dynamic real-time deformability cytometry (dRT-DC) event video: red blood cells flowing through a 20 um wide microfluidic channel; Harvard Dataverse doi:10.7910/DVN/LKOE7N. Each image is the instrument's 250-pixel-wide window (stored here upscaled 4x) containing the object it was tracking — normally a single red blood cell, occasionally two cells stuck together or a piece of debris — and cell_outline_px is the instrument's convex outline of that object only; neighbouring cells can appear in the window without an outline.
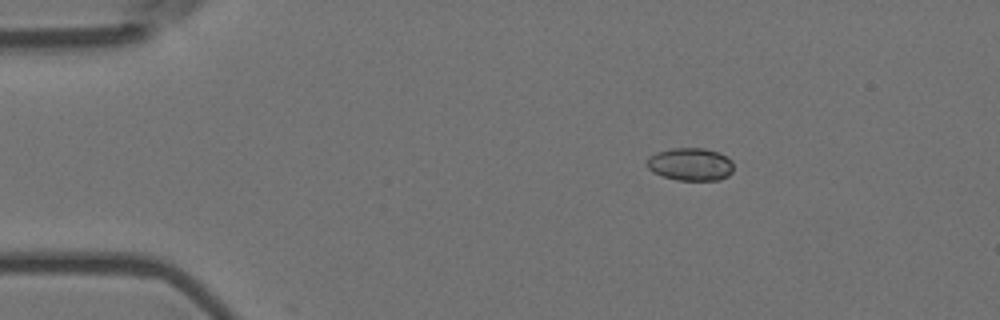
{"species": "Egyptian fruit bat (a non-hibernating species)", "species_latin": "Rousettus aegyptiacus", "temperature_condition": "room temperature", "stored_images_in_passage": 4, "camera_frame_rate_fps": 3000, "um_per_image_px": 0.085, "animal": {"sex": "female"}, "frame": {"image": 1, "passage_image": 1, "time_ms": 0.0, "image_size_px": [1000, 320], "cell_outline_px": [[732, 172], [728, 176], [720, 180], [676, 180], [652, 172], [648, 168], [648, 156], [656, 152], [672, 148], [704, 148], [716, 152], [732, 160]], "centroid_in_image_um": [58.67, 13.97], "position_along_channel_um": 26.3, "area_um2": 16.47}}